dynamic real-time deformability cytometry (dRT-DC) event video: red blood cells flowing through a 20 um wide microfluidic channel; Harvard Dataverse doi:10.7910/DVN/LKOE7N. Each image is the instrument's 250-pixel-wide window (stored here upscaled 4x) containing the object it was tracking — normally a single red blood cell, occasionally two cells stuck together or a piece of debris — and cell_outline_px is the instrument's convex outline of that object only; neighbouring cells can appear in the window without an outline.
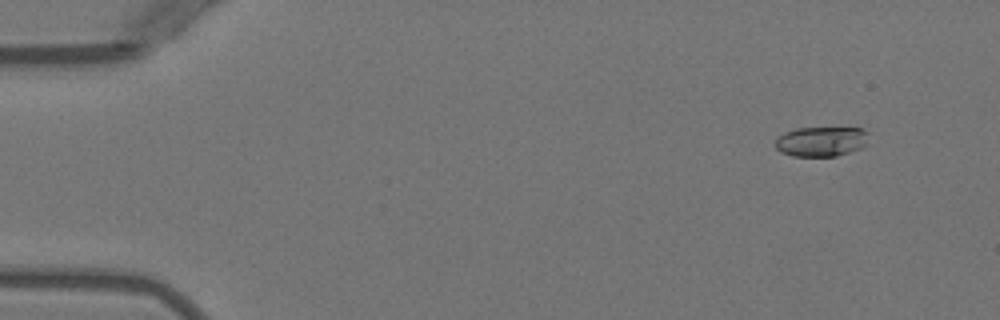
{"species": "Egyptian fruit bat (a non-hibernating species)", "species_latin": "Rousettus aegyptiacus", "temperature_condition": "warm", "stored_images_in_passage": 5, "camera_frame_rate_fps": 3000, "um_per_image_px": 0.085, "animal": {"sex": "female"}, "frame": {"image": 1, "passage_image": 2, "time_ms": 1.0, "image_size_px": [1000, 320], "cell_outline_px": [[868, 144], [860, 148], [836, 156], [792, 156], [780, 152], [776, 148], [776, 140], [784, 132], [796, 128], [864, 128], [868, 132]], "centroid_in_image_um": [69.83, 12.02], "position_along_channel_um": 15.2, "area_um2": 16.3}}
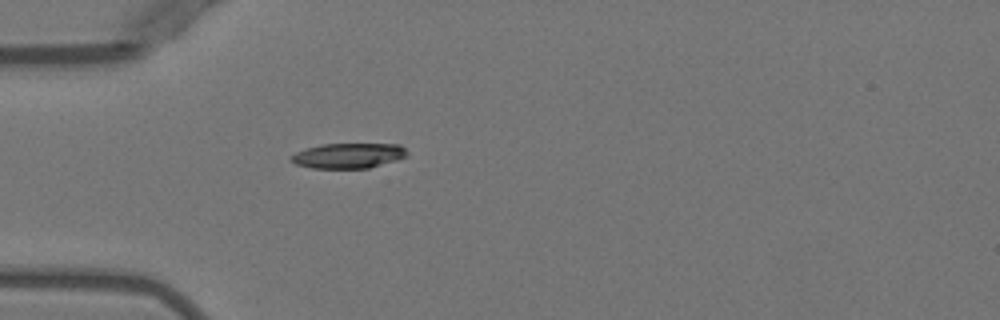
{"frame": {"image": 2, "passage_image": 5, "time_ms": 4.667, "image_size_px": [1000, 320], "cell_outline_px": [[408, 156], [396, 160], [368, 168], [312, 168], [296, 164], [288, 160], [288, 156], [304, 148], [320, 144], [400, 144], [408, 152]], "centroid_in_image_um": [29.56, 13.22], "position_along_channel_um": 55.4, "area_um2": 17.17}}